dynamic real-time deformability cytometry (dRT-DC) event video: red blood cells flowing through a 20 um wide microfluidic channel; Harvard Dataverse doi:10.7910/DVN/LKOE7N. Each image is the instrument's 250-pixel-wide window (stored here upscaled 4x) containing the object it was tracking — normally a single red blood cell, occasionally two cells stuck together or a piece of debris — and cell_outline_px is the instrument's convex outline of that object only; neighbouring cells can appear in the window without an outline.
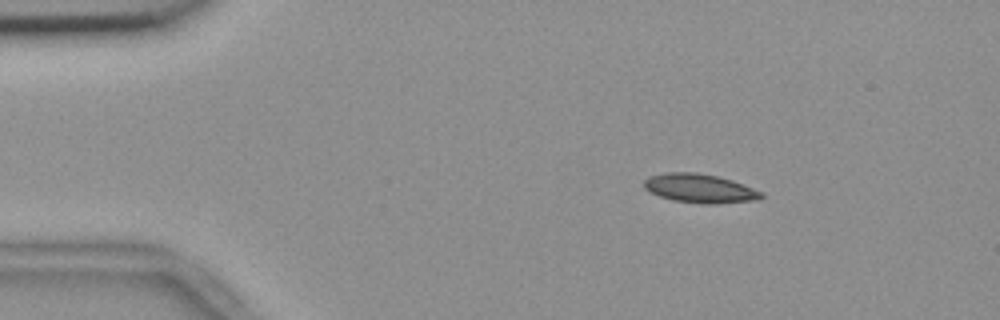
{"species": "common noctule bat (a hibernating species)", "species_latin": "Nyctalus noctula", "temperature_condition": "room temperature", "stored_images_in_passage": 53, "camera_frame_rate_fps": 3000, "um_per_image_px": 0.085, "animal": {"sex": "female", "body_mass_g": 18.4}, "frame": {"image": 1, "passage_image": 6, "time_ms": 1.667, "image_size_px": [1000, 320], "cell_outline_px": [[764, 196], [752, 200], [716, 204], [704, 204], [672, 200], [660, 196], [644, 188], [644, 180], [648, 176], [668, 172], [696, 172], [716, 176], [732, 180], [744, 184], [764, 192]], "centroid_in_image_um": [59.48, 16.01], "position_along_channel_um": 25.5, "area_um2": 19.71}}
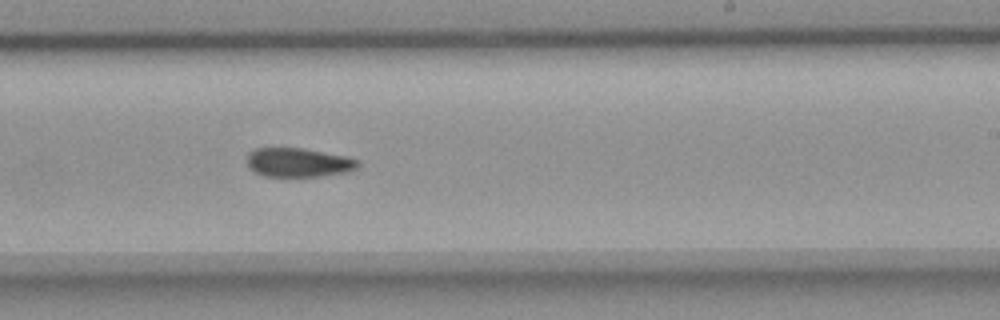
{"frame": {"image": 2, "passage_image": 31, "time_ms": 10.0, "image_size_px": [1000, 320], "cell_outline_px": [[360, 164], [356, 168], [348, 172], [324, 176], [264, 176], [248, 168], [248, 152], [256, 148], [304, 148], [348, 156], [360, 160]], "centroid_in_image_um": [25.41, 13.8], "position_along_channel_um": 263.6, "area_um2": 18.96}}
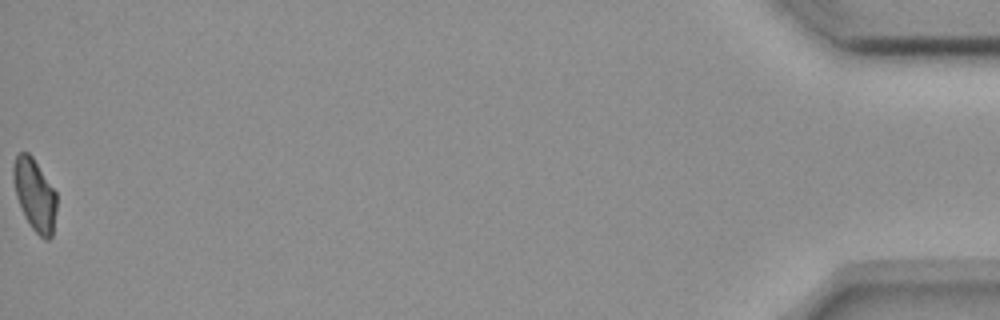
{"frame": {"image": 3, "passage_image": 53, "time_ms": 17.333, "image_size_px": [1000, 320], "cell_outline_px": [[56, 208], [52, 236], [48, 240], [44, 240], [32, 228], [24, 216], [16, 196], [12, 176], [12, 168], [16, 156], [20, 152], [28, 152], [32, 156], [56, 192]], "centroid_in_image_um": [2.94, 16.56], "position_along_channel_um": 432.3, "area_um2": 18.09}}